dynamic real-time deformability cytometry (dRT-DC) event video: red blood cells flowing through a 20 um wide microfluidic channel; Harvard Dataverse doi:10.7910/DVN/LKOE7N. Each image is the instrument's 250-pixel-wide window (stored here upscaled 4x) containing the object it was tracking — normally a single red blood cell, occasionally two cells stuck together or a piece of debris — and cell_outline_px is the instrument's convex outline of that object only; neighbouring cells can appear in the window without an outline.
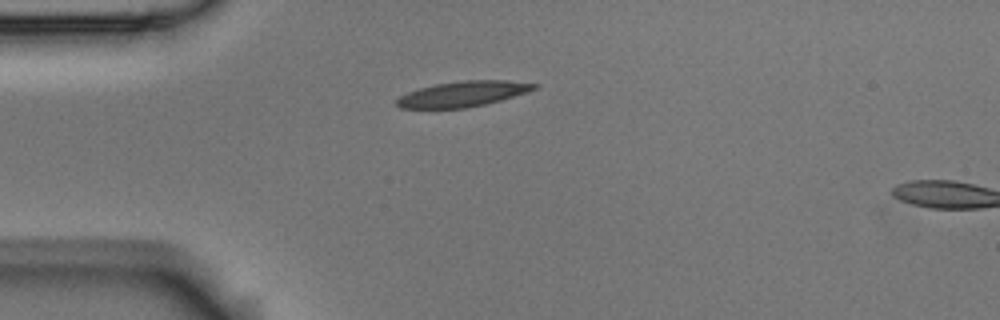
{"species": "Egyptian fruit bat (a non-hibernating species)", "species_latin": "Rousettus aegyptiacus", "temperature_condition": "room temperature", "stored_images_in_passage": 1, "camera_frame_rate_fps": 3000, "um_per_image_px": 0.085, "animal": {"sex": "male"}, "frame": {"image": 1, "passage_image": 1, "time_ms": 0.0, "image_size_px": [1000, 320], "cell_outline_px": [[540, 84], [536, 88], [528, 92], [500, 100], [484, 104], [464, 108], [400, 108], [396, 104], [396, 100], [400, 96], [408, 92], [420, 88], [436, 84], [464, 80], [508, 80]], "centroid_in_image_um": [39.37, 7.98], "position_along_channel_um": 45.6, "area_um2": 20.23}}